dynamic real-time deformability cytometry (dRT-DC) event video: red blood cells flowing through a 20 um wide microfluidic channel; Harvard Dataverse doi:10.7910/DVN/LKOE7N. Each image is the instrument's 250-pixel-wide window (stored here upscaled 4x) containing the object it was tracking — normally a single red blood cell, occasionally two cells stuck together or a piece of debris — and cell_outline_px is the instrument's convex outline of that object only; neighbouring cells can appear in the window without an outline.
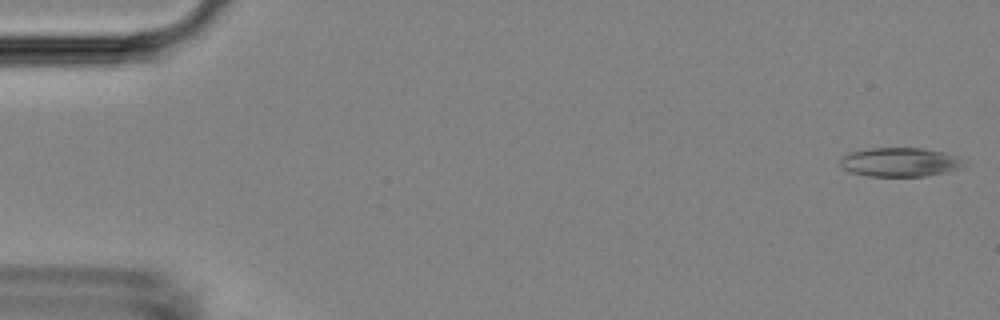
{"species": "Egyptian fruit bat (a non-hibernating species)", "species_latin": "Rousettus aegyptiacus", "temperature_condition": "room temperature", "stored_images_in_passage": 52, "camera_frame_rate_fps": 3000, "um_per_image_px": 0.085, "animal": {"sex": "female"}, "frame": {"image": 1, "passage_image": 1, "time_ms": 0.0, "image_size_px": [1000, 320], "cell_outline_px": [[968, 168], [924, 176], [868, 176], [852, 172], [844, 168], [840, 164], [840, 160], [848, 152], [868, 148], [924, 148], [944, 152], [956, 156], [964, 160]], "centroid_in_image_um": [76.57, 13.78], "position_along_channel_um": 8.4, "area_um2": 21.15}}
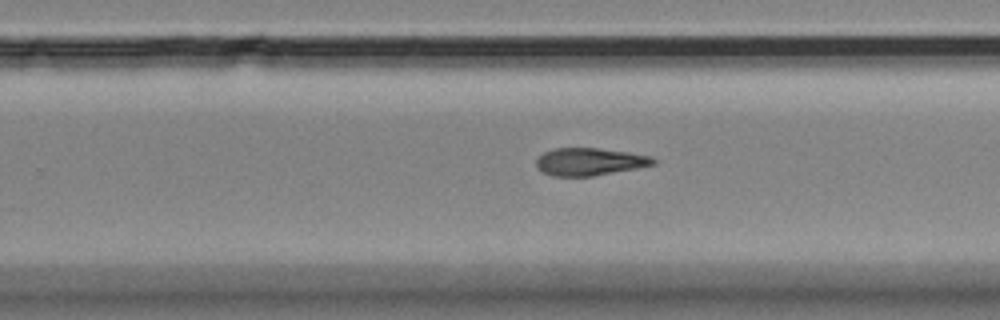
{"frame": {"image": 2, "passage_image": 33, "time_ms": 10.667, "image_size_px": [1000, 320], "cell_outline_px": [[656, 164], [636, 168], [592, 176], [552, 176], [536, 168], [536, 160], [544, 152], [552, 148], [596, 148], [628, 152], [652, 156], [656, 160]], "centroid_in_image_um": [50.11, 13.74], "position_along_channel_um": 279.7, "area_um2": 18.73}}
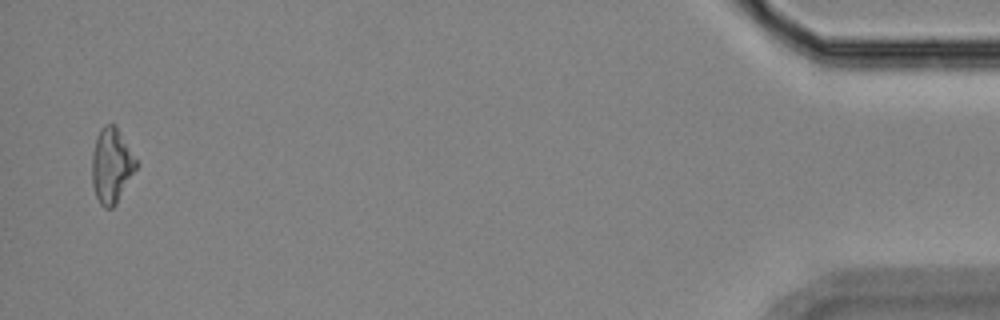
{"frame": {"image": 3, "passage_image": 51, "time_ms": 16.667, "image_size_px": [1000, 320], "cell_outline_px": [[140, 164], [116, 204], [112, 208], [104, 208], [100, 204], [96, 196], [92, 184], [92, 152], [96, 136], [100, 128], [104, 124], [116, 124]], "centroid_in_image_um": [9.5, 14.05], "position_along_channel_um": 425.7, "area_um2": 19.77}}